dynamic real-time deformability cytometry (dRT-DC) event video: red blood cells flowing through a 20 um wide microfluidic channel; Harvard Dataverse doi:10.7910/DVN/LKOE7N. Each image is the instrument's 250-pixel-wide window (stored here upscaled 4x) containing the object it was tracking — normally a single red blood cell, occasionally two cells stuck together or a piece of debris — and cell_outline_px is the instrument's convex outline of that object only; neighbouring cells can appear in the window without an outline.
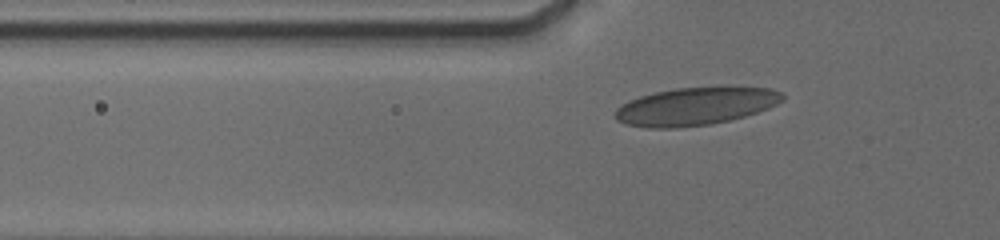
{"species": "human", "species_latin": "Homo sapiens", "temperature_condition": "cold", "stored_images_in_passage": 15, "camera_frame_rate_fps": 3000, "um_per_image_px": 0.085, "donor": {"sex": "male"}, "frame": {"image": 1, "passage_image": 2, "time_ms": 0.333, "image_size_px": [1000, 240], "cell_outline_px": [[784, 100], [768, 108], [744, 116], [728, 120], [708, 124], [676, 128], [648, 128], [624, 124], [616, 120], [612, 116], [616, 108], [640, 96], [656, 92], [676, 88], [768, 88], [780, 92], [784, 96]], "centroid_in_image_um": [59.05, 9.06], "position_along_channel_um": 66.8, "area_um2": 36.24}}
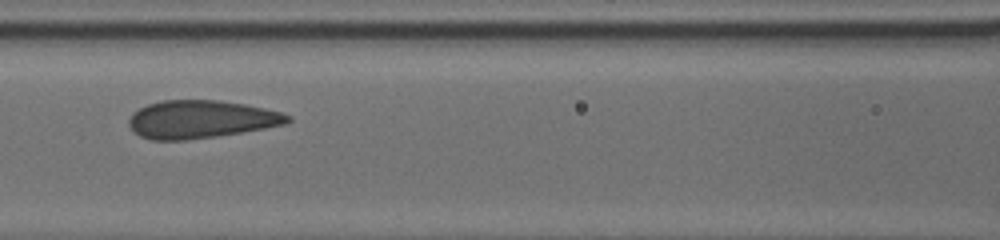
{"frame": {"image": 2, "passage_image": 8, "time_ms": 2.667, "image_size_px": [1000, 240], "cell_outline_px": [[292, 120], [288, 124], [216, 136], [184, 140], [152, 140], [140, 136], [132, 132], [128, 124], [128, 120], [132, 112], [148, 104], [164, 100], [216, 100], [244, 104], [264, 108], [280, 112], [292, 116]], "centroid_in_image_um": [17.05, 10.14], "position_along_channel_um": 149.5, "area_um2": 35.08}}
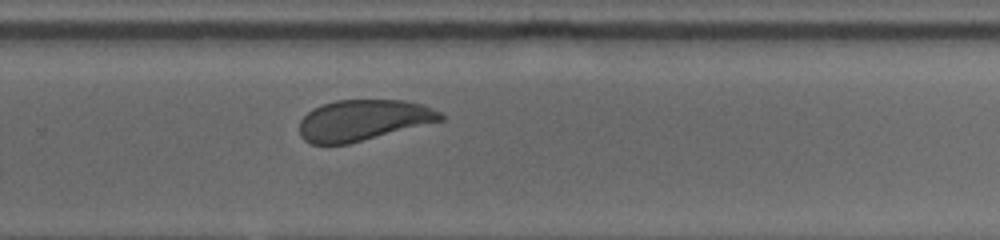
{"frame": {"image": 3, "passage_image": 15, "time_ms": 6.667, "image_size_px": [1000, 240], "cell_outline_px": [[444, 120], [348, 144], [312, 144], [304, 140], [300, 136], [300, 120], [312, 108], [336, 100], [404, 100], [420, 104], [432, 108], [440, 112], [444, 116]], "centroid_in_image_um": [30.86, 10.22], "position_along_channel_um": 298.9, "area_um2": 33.52}}